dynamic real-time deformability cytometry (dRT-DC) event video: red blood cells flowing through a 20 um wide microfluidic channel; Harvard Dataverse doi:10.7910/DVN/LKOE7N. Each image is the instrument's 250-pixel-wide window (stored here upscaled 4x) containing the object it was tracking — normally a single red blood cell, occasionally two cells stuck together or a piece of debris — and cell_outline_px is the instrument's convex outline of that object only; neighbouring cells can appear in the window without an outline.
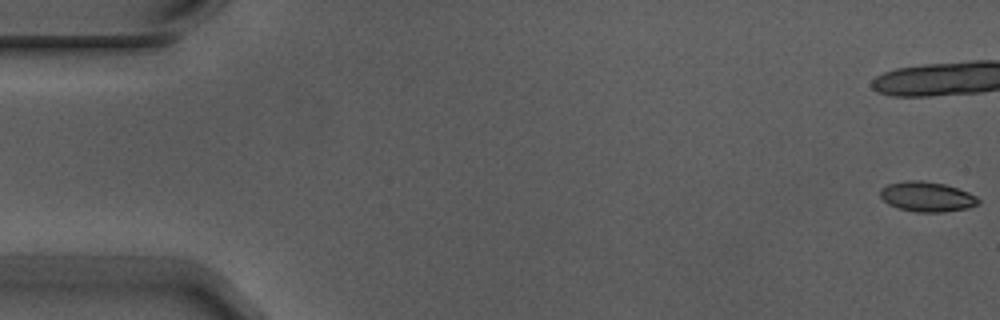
{"species": "Egyptian fruit bat (a non-hibernating species)", "species_latin": "Rousettus aegyptiacus", "temperature_condition": "warm", "stored_images_in_passage": 7, "camera_frame_rate_fps": 3000, "um_per_image_px": 0.085, "animal": {"sex": "male"}, "frame": {"image": 1, "passage_image": 1, "time_ms": 0.0, "image_size_px": [1000, 320], "cell_outline_px": [[980, 204], [968, 208], [944, 212], [916, 212], [900, 208], [888, 204], [880, 196], [880, 188], [888, 184], [908, 180], [924, 180], [944, 184], [968, 192], [976, 196], [980, 200]], "centroid_in_image_um": [78.8, 16.72], "position_along_channel_um": 6.2, "area_um2": 17.17}}